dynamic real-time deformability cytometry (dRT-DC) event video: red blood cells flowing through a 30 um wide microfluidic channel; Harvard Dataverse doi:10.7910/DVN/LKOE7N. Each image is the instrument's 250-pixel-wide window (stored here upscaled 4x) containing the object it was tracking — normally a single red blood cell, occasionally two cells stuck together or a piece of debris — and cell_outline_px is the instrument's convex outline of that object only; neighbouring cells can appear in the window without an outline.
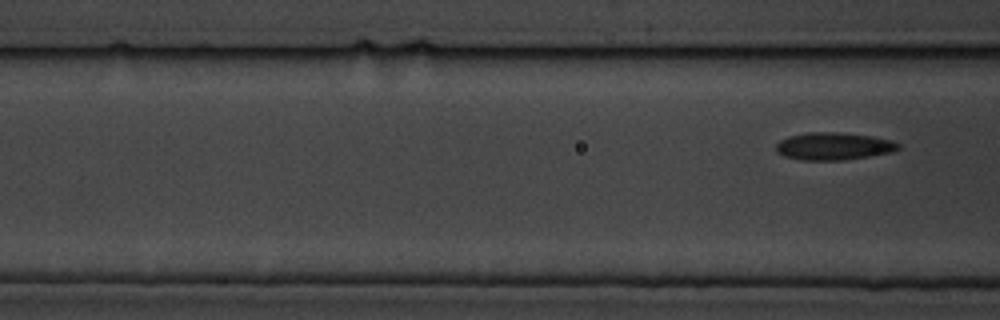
{"species": "common noctule bat (a hibernating species)", "species_latin": "Nyctalus noctula", "temperature_condition": "cold", "stored_images_in_passage": 9, "segment_of_instrument_passage": [2, 2], "camera_frame_rate_fps": 3000, "um_per_image_px": 0.085, "animal": {"sex": "male", "body_mass_g": 19.5, "forearm_length_mm": 54.6}, "frame": {"image": 1, "passage_image": 9, "time_ms": 9.0, "image_size_px": [1000, 320], "cell_outline_px": [[900, 148], [892, 152], [844, 160], [800, 160], [784, 156], [776, 152], [776, 144], [780, 140], [788, 136], [808, 132], [836, 132], [872, 136], [892, 140], [900, 144]], "centroid_in_image_um": [70.84, 12.43], "position_along_channel_um": 95.8, "area_um2": 19.65}}